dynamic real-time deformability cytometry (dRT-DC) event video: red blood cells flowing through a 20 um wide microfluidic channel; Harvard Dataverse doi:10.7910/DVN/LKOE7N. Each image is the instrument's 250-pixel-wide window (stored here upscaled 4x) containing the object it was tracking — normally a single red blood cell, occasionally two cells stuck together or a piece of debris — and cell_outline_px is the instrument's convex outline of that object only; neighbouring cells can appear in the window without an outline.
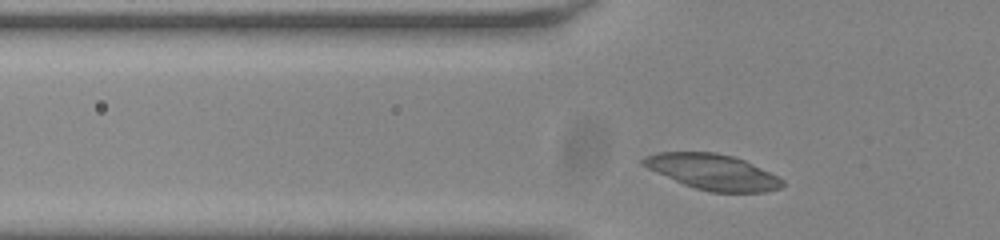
{"species": "common noctule bat (a hibernating species)", "species_latin": "Nyctalus noctula", "temperature_condition": "room temperature", "stored_images_in_passage": 31, "camera_frame_rate_fps": 3000, "um_per_image_px": 0.085, "animal": {"sex": "male", "body_mass_g": 20.0, "forearm_length_mm": 53.3}, "frame": {"image": 1, "passage_image": 3, "time_ms": 0.667, "image_size_px": [1000, 240], "cell_outline_px": [[784, 184], [780, 188], [764, 192], [712, 192], [696, 188], [684, 184], [656, 172], [640, 164], [640, 160], [644, 156], [656, 152], [716, 152], [732, 156], [744, 160], [784, 180]], "centroid_in_image_um": [60.54, 14.6], "position_along_channel_um": 65.3, "area_um2": 28.55}}
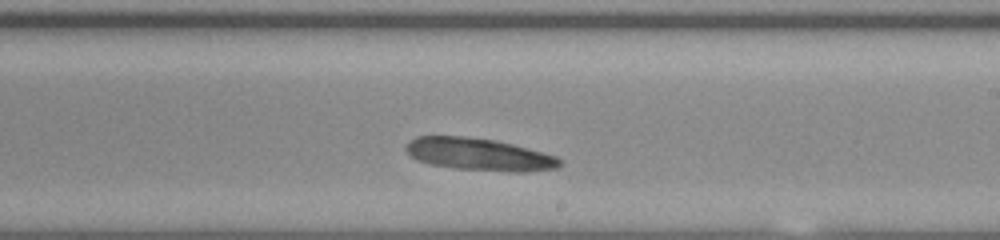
{"frame": {"image": 2, "passage_image": 18, "time_ms": 5.667, "image_size_px": [1000, 240], "cell_outline_px": [[564, 164], [556, 168], [528, 172], [508, 172], [456, 168], [428, 164], [416, 160], [404, 148], [416, 136], [464, 136], [492, 140], [512, 144], [556, 156]], "centroid_in_image_um": [40.73, 13.13], "position_along_channel_um": 248.3, "area_um2": 28.84}}
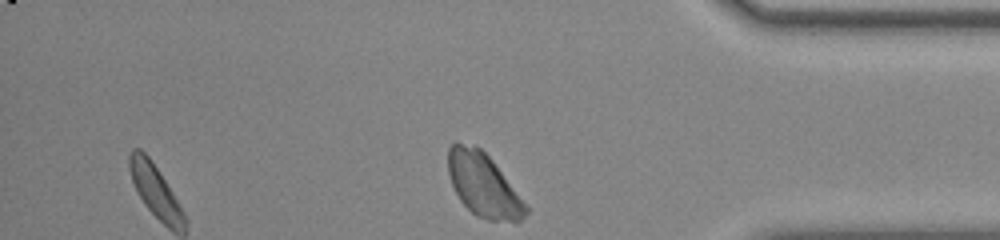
{"frame": {"image": 3, "passage_image": 31, "time_ms": 10.0, "image_size_px": [1000, 240], "cell_outline_px": [[528, 212], [516, 224], [488, 220], [476, 216], [460, 200], [452, 184], [448, 172], [448, 148], [456, 140], [480, 148], [492, 160], [528, 204]], "centroid_in_image_um": [41.12, 15.75], "position_along_channel_um": 394.1, "area_um2": 29.02}}